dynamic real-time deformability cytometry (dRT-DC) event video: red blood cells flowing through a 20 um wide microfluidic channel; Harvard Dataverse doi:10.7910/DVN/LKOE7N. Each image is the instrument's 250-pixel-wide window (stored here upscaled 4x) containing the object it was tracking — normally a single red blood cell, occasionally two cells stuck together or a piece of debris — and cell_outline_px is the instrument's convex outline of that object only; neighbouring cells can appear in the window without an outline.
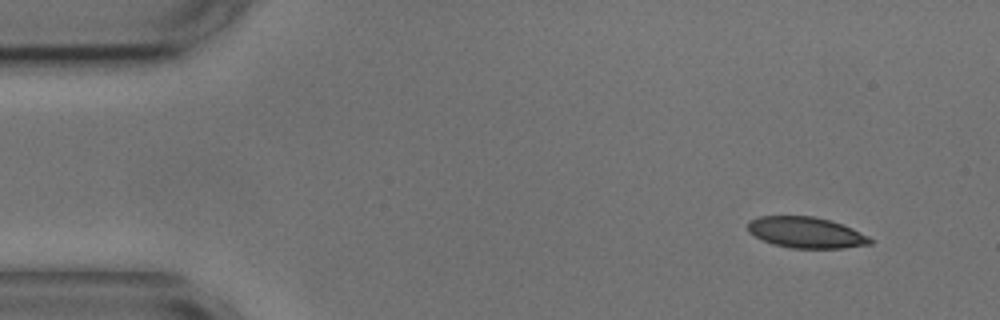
{"species": "common noctule bat (a hibernating species)", "species_latin": "Nyctalus noctula", "temperature_condition": "cold", "stored_images_in_passage": 5, "camera_frame_rate_fps": 3000, "um_per_image_px": 0.085, "animal": {"sex": "male", "body_mass_g": 17.9, "forearm_length_mm": 54.2}, "frame": {"image": 1, "passage_image": 1, "time_ms": 0.0, "image_size_px": [1000, 320], "cell_outline_px": [[872, 244], [844, 248], [792, 248], [772, 244], [748, 232], [748, 220], [760, 216], [812, 216], [828, 220], [852, 228], [868, 236], [872, 240]], "centroid_in_image_um": [68.5, 19.76], "position_along_channel_um": 16.5, "area_um2": 21.96}}
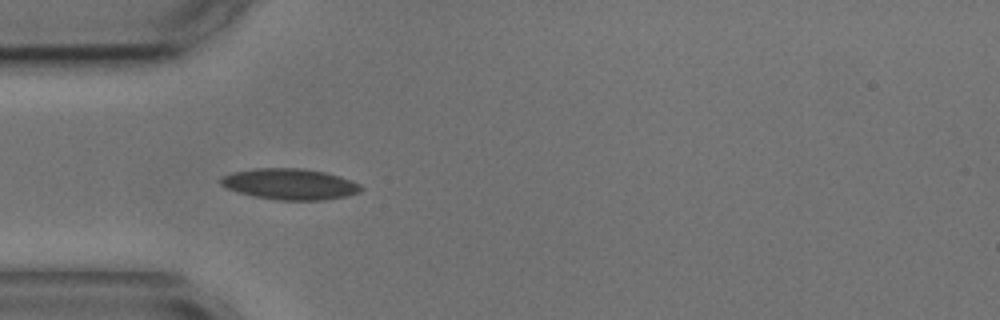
{"frame": {"image": 2, "passage_image": 4, "time_ms": 3.667, "image_size_px": [1000, 320], "cell_outline_px": [[364, 188], [360, 192], [344, 196], [324, 200], [276, 200], [256, 196], [240, 192], [228, 188], [220, 184], [220, 176], [232, 172], [252, 168], [304, 168], [324, 172], [340, 176], [360, 184]], "centroid_in_image_um": [24.64, 15.63], "position_along_channel_um": 60.4, "area_um2": 25.32}}